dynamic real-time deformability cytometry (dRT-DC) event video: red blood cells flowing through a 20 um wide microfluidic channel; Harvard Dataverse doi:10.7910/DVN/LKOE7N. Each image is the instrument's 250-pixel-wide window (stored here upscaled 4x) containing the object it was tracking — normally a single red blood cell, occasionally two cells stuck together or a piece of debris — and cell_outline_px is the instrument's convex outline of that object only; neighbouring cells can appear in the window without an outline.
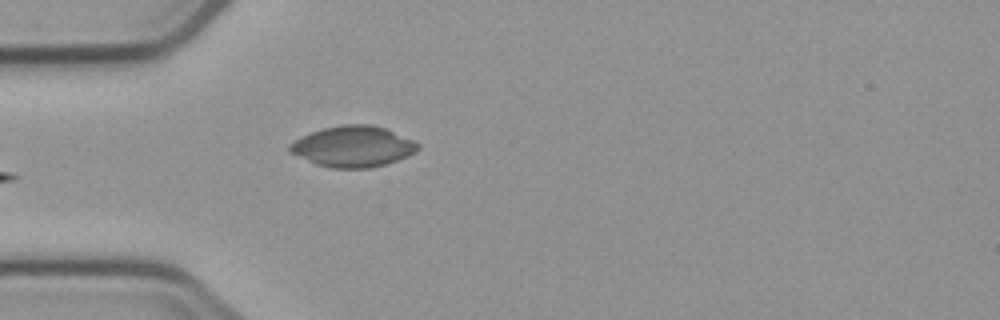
{"species": "common noctule bat (a hibernating species)", "species_latin": "Nyctalus noctula", "temperature_condition": "cold", "stored_images_in_passage": 6, "segment_of_instrument_passage": [2, 2], "camera_frame_rate_fps": 3000, "um_per_image_px": 0.085, "animal": {"sex": "male", "body_mass_g": 23.1, "forearm_length_mm": 52.7}, "frame": {"image": 1, "passage_image": 6, "time_ms": 6.333, "image_size_px": [1000, 320], "cell_outline_px": [[420, 148], [416, 152], [408, 156], [384, 164], [368, 168], [332, 168], [316, 164], [292, 152], [288, 148], [288, 144], [312, 132], [324, 128], [340, 124], [372, 124], [384, 128], [412, 140], [420, 144]], "centroid_in_image_um": [30.04, 12.44], "position_along_channel_um": 55.0, "area_um2": 30.11}}